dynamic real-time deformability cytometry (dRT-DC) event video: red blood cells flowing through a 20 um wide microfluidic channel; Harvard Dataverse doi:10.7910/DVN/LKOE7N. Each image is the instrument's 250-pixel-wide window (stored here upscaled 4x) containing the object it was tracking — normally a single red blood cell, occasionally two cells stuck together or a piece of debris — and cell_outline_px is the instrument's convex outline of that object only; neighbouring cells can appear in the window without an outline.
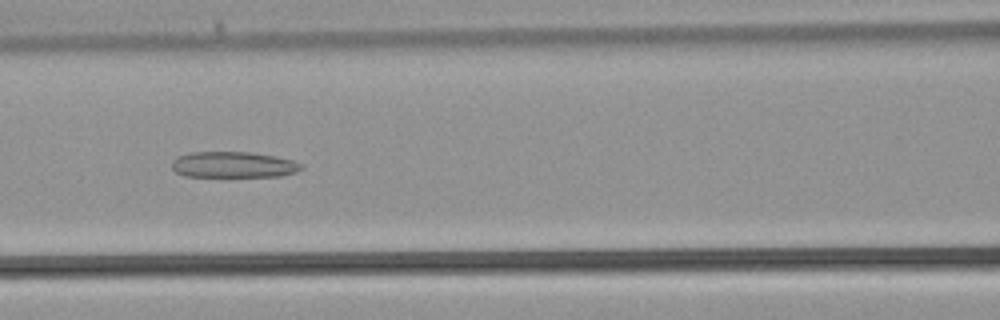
{"species": "common noctule bat (a hibernating species)", "species_latin": "Nyctalus noctula", "temperature_condition": "warm", "stored_images_in_passage": 28, "camera_frame_rate_fps": 3000, "um_per_image_px": 0.085, "animal": {"sex": "male", "body_mass_g": 21.5, "forearm_length_mm": 52.0}, "frame": {"image": 1, "passage_image": 5, "time_ms": 1.333, "image_size_px": [1000, 320], "cell_outline_px": [[304, 168], [296, 172], [280, 176], [184, 176], [176, 172], [172, 168], [172, 160], [176, 156], [188, 152], [252, 152], [292, 160], [304, 164]], "centroid_in_image_um": [19.82, 13.99], "position_along_channel_um": 146.8, "area_um2": 19.65}}
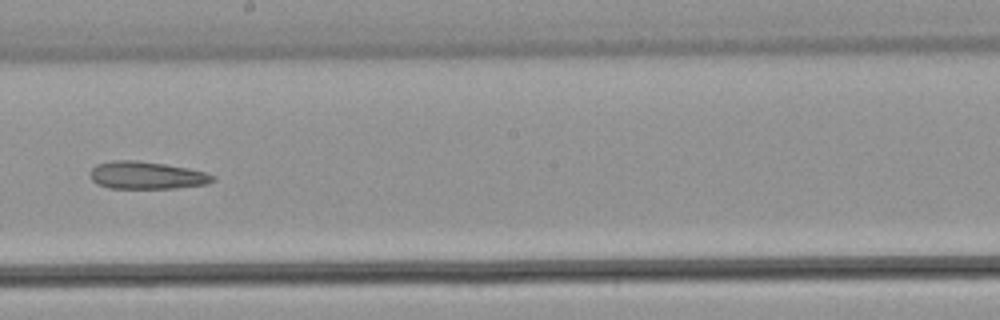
{"frame": {"image": 2, "passage_image": 10, "time_ms": 3.0, "image_size_px": [1000, 320], "cell_outline_px": [[216, 180], [208, 184], [176, 188], [108, 188], [96, 184], [92, 180], [88, 172], [96, 164], [112, 160], [136, 160], [164, 164], [188, 168], [204, 172], [216, 176]], "centroid_in_image_um": [12.44, 14.9], "position_along_channel_um": 235.8, "area_um2": 19.88}}
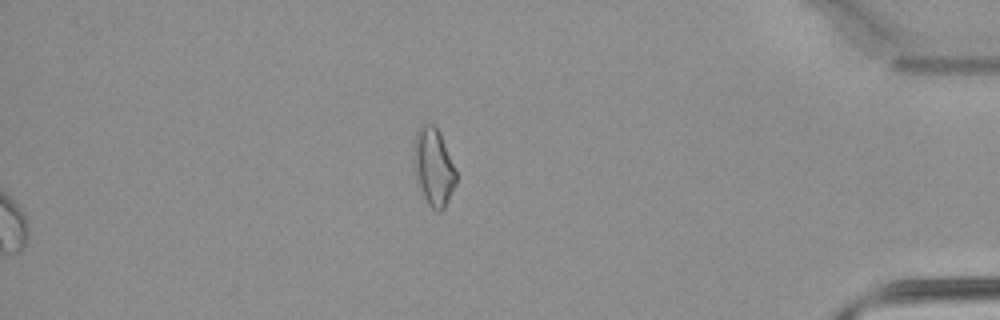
{"frame": {"image": 3, "passage_image": 28, "time_ms": 9.0, "image_size_px": [1000, 320], "cell_outline_px": [[456, 184], [444, 208], [440, 212], [436, 212], [428, 204], [424, 196], [412, 164], [412, 156], [416, 132], [420, 124], [424, 120], [432, 124], [440, 132], [456, 172]], "centroid_in_image_um": [36.83, 14.14], "position_along_channel_um": 398.4, "area_um2": 19.19}}